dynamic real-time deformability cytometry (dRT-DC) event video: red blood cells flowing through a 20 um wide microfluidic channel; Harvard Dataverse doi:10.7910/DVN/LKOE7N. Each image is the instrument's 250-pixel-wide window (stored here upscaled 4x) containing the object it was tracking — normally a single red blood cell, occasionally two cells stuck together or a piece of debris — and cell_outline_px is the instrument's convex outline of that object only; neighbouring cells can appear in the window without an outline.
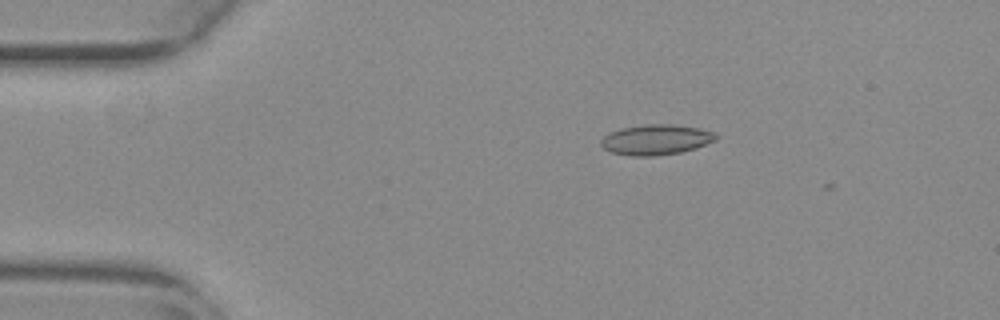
{"species": "common noctule bat (a hibernating species)", "species_latin": "Nyctalus noctula", "temperature_condition": "warm", "stored_images_in_passage": 4, "camera_frame_rate_fps": 3000, "um_per_image_px": 0.085, "animal": {"sex": "female", "body_mass_g": 29.2, "forearm_length_mm": 56.3}, "frame": {"image": 1, "passage_image": 2, "time_ms": 0.333, "image_size_px": [1000, 320], "cell_outline_px": [[716, 140], [696, 148], [680, 152], [656, 156], [628, 156], [608, 152], [600, 144], [600, 140], [608, 132], [620, 128], [644, 124], [676, 124], [700, 128], [716, 132]], "centroid_in_image_um": [55.73, 11.87], "position_along_channel_um": 29.3, "area_um2": 20.69}}